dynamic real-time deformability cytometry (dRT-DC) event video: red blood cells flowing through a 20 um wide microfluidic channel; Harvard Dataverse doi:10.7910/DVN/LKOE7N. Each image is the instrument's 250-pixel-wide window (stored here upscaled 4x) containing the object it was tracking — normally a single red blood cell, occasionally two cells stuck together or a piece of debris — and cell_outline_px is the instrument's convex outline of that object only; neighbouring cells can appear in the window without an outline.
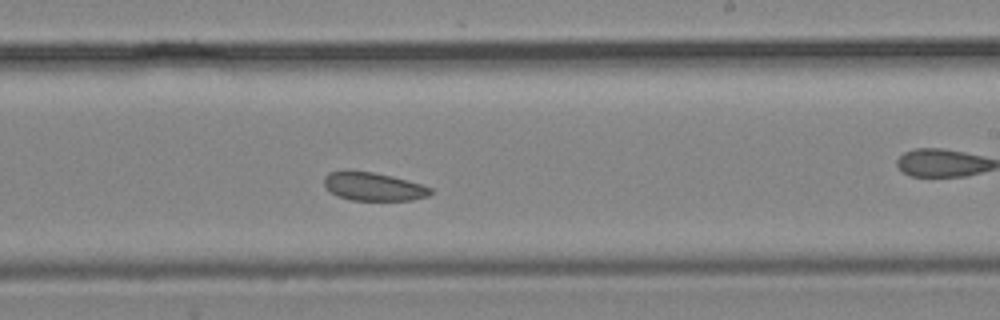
{"species": "common noctule bat (a hibernating species)", "species_latin": "Nyctalus noctula", "temperature_condition": "cold", "stored_images_in_passage": 27, "camera_frame_rate_fps": 3000, "um_per_image_px": 0.085, "animal": {"sex": "male", "body_mass_g": 19.2, "forearm_length_mm": 51.8}, "frame": {"image": 1, "passage_image": 19, "time_ms": 6.0, "image_size_px": [1000, 320], "cell_outline_px": [[432, 192], [428, 196], [412, 200], [352, 200], [336, 196], [324, 184], [324, 176], [328, 172], [344, 168], [348, 168], [372, 172], [392, 176], [408, 180], [432, 188]], "centroid_in_image_um": [31.69, 15.82], "position_along_channel_um": 257.3, "area_um2": 17.92}}